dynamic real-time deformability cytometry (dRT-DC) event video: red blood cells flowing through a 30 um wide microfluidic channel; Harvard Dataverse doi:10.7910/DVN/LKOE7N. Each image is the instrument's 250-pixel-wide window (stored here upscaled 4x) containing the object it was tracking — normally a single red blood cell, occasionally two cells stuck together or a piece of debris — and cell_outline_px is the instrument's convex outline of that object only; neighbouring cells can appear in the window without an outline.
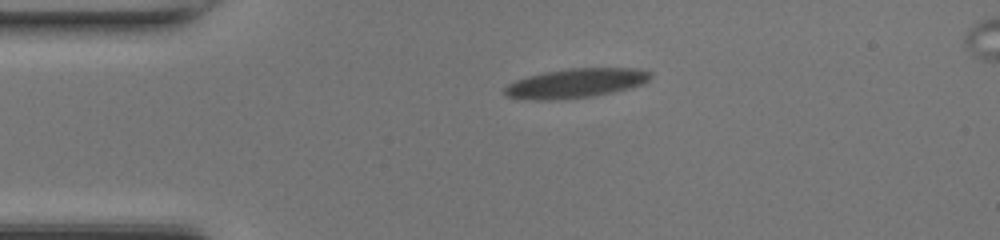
{"species": "common noctule bat (a hibernating species)", "species_latin": "Nyctalus noctula", "temperature_condition": "room temperature", "stored_images_in_passage": 42, "camera_frame_rate_fps": 3000, "um_per_image_px": 0.085, "animal": {"sex": "female", "body_mass_g": 17.0, "forearm_length_mm": 48.0}, "frame": {"image": 1, "passage_image": 1, "time_ms": 0.0, "image_size_px": [1000, 240], "cell_outline_px": [[652, 76], [648, 80], [640, 84], [612, 92], [592, 96], [556, 100], [536, 100], [508, 96], [504, 92], [504, 88], [508, 84], [516, 80], [544, 72], [572, 68], [632, 68], [652, 72]], "centroid_in_image_um": [48.93, 7.07], "position_along_channel_um": 36.1, "area_um2": 24.51}}
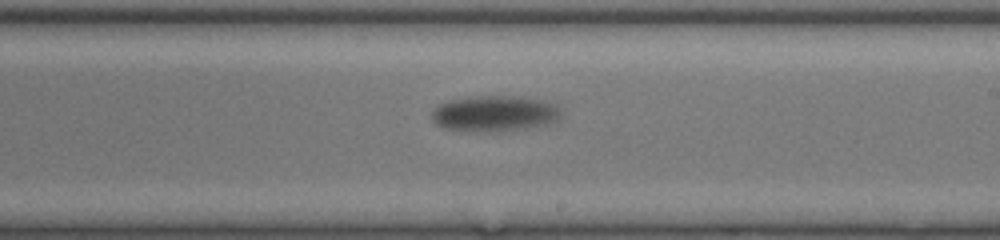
{"frame": {"image": 2, "passage_image": 20, "time_ms": 6.333, "image_size_px": [1000, 240], "cell_outline_px": [[560, 116], [556, 120], [524, 128], [444, 128], [436, 124], [432, 120], [432, 112], [440, 104], [448, 100], [472, 96], [524, 96], [556, 104], [560, 108]], "centroid_in_image_um": [42.04, 9.56], "position_along_channel_um": 247.0, "area_um2": 25.49}}
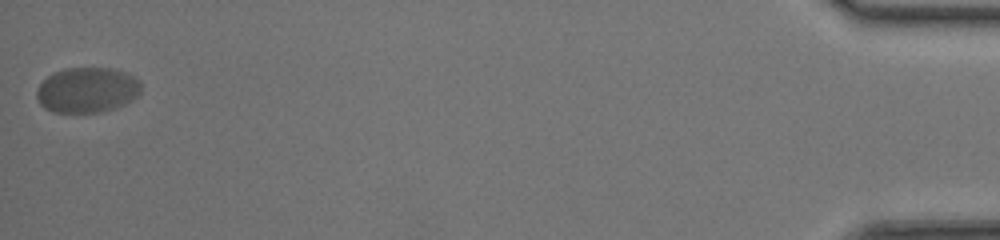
{"frame": {"image": 3, "passage_image": 42, "time_ms": 13.667, "image_size_px": [1000, 240], "cell_outline_px": [[140, 92], [132, 100], [116, 108], [100, 112], [56, 112], [44, 108], [40, 104], [36, 96], [36, 92], [40, 84], [48, 76], [56, 72], [68, 68], [108, 68], [124, 72], [140, 80]], "centroid_in_image_um": [7.41, 7.66], "position_along_channel_um": 427.8, "area_um2": 27.34}, "authors_computed_cell_mechanics": {"area_um2": 26.5013, "velocity_mm_per_s": 3.9136, "shape_relaxation_time_tau1_ms": 2.0375, "shape_relaxation_time_tau2_ms": null, "deformation_change_tau1": 0.1506, "deformation_change_tau2": null}}